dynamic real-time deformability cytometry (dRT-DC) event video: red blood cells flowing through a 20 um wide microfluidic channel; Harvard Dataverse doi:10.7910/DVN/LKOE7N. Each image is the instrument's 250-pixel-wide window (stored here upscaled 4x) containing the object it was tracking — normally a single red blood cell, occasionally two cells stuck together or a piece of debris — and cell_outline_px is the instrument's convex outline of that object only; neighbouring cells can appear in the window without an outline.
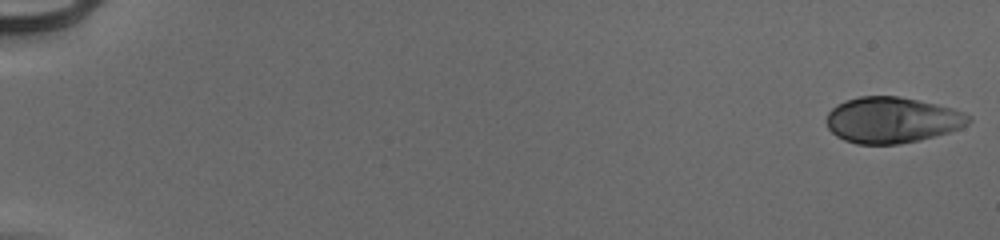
{"species": "human", "species_latin": "Homo sapiens", "temperature_condition": "cold", "stored_images_in_passage": 54, "camera_frame_rate_fps": 3000, "um_per_image_px": 0.085, "donor": {"sex": "male"}, "frame": {"image": 1, "passage_image": 1, "time_ms": 0.0, "image_size_px": [1000, 240], "cell_outline_px": [[972, 120], [968, 124], [960, 128], [936, 136], [920, 140], [896, 144], [856, 144], [844, 140], [836, 136], [828, 128], [828, 112], [836, 104], [844, 100], [860, 96], [896, 96], [936, 104], [952, 108], [964, 112], [972, 116]], "centroid_in_image_um": [75.83, 10.2], "position_along_channel_um": 9.2, "area_um2": 38.09}}
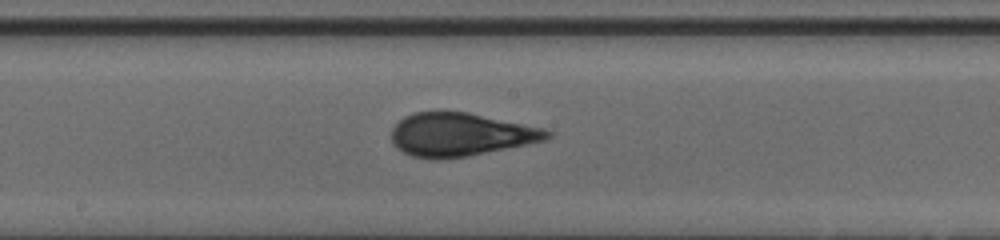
{"frame": {"image": 2, "passage_image": 31, "time_ms": 10.0, "image_size_px": [1000, 240], "cell_outline_px": [[552, 136], [548, 140], [468, 156], [440, 160], [412, 156], [396, 148], [392, 144], [392, 128], [404, 116], [412, 112], [436, 108], [468, 112], [544, 128], [552, 132]], "centroid_in_image_um": [39.11, 11.4], "position_along_channel_um": 209.1, "area_um2": 40.17}}
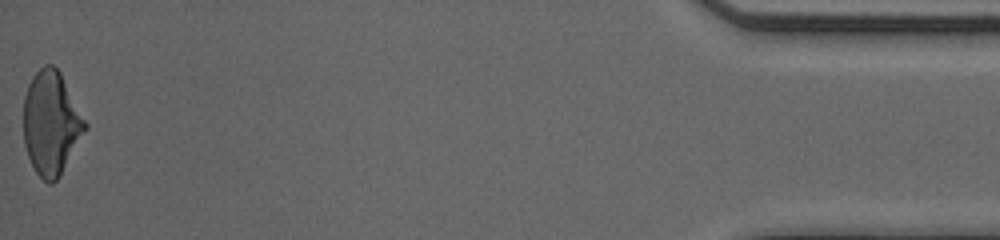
{"frame": {"image": 3, "passage_image": 54, "time_ms": 17.667, "image_size_px": [1000, 240], "cell_outline_px": [[88, 128], [60, 176], [52, 184], [48, 184], [36, 172], [28, 156], [24, 144], [24, 96], [28, 84], [32, 76], [44, 64], [52, 64], [60, 72], [88, 124]], "centroid_in_image_um": [4.36, 10.47], "position_along_channel_um": 430.8, "area_um2": 37.28}, "authors_computed_cell_mechanics": {"area_um2": 37.9457, "velocity_mm_per_s": 3.9791, "shape_relaxation_time_tau1_ms": 4.6988, "shape_relaxation_time_tau2_ms": 0.6737, "deformation_change_tau1": 0.1718, "deformation_change_tau2": 0.0533}}